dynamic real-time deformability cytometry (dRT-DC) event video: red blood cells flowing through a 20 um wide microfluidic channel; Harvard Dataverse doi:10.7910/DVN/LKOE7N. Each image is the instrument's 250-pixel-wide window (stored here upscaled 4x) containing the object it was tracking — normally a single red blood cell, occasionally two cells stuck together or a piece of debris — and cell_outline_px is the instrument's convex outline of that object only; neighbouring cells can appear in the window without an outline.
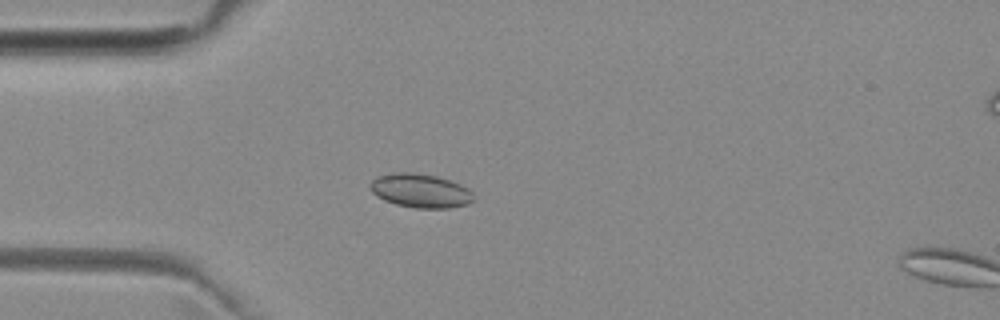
{"species": "common noctule bat (a hibernating species)", "species_latin": "Nyctalus noctula", "temperature_condition": "room temperature", "stored_images_in_passage": 16, "camera_frame_rate_fps": 3000, "um_per_image_px": 0.085, "animal": {"sex": "female", "body_mass_g": 29.2, "forearm_length_mm": 56.3}, "frame": {"image": 1, "passage_image": 14, "time_ms": 4.333, "image_size_px": [1000, 320], "cell_outline_px": [[476, 200], [468, 204], [448, 208], [416, 208], [396, 204], [384, 200], [376, 196], [372, 192], [368, 184], [376, 176], [392, 172], [412, 172], [436, 176], [452, 180], [468, 188], [476, 196]], "centroid_in_image_um": [35.75, 16.2], "position_along_channel_um": 49.3, "area_um2": 20.81}}